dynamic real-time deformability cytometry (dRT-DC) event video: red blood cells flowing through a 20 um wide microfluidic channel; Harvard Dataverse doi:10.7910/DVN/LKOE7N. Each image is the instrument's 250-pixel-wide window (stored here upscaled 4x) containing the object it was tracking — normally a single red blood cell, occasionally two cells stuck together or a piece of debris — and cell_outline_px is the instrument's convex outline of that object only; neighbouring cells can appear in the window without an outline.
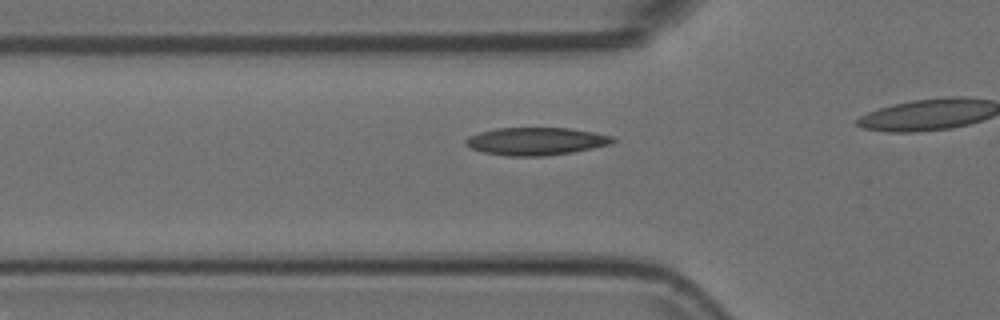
{"species": "Egyptian fruit bat (a non-hibernating species)", "species_latin": "Rousettus aegyptiacus", "temperature_condition": "room temperature", "stored_images_in_passage": 19, "camera_frame_rate_fps": 3000, "um_per_image_px": 0.085, "animal": {"sex": "female"}, "frame": {"image": 1, "passage_image": 14, "time_ms": 4.333, "image_size_px": [1000, 320], "cell_outline_px": [[616, 140], [612, 144], [572, 152], [544, 156], [508, 156], [484, 152], [472, 148], [464, 144], [464, 140], [468, 136], [480, 132], [496, 128], [568, 128], [592, 132], [612, 136]], "centroid_in_image_um": [45.55, 12.01], "position_along_channel_um": 80.3, "area_um2": 23.64}}
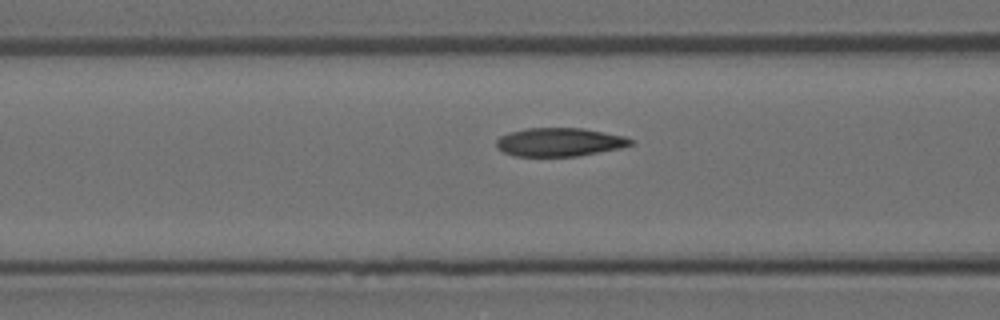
{"frame": {"image": 2, "passage_image": 17, "time_ms": 5.333, "image_size_px": [1000, 320], "cell_outline_px": [[636, 144], [620, 148], [576, 156], [516, 156], [504, 152], [496, 144], [496, 140], [500, 136], [508, 132], [528, 128], [584, 128], [624, 136], [636, 140]], "centroid_in_image_um": [47.6, 12.07], "position_along_channel_um": 119.0, "area_um2": 22.31}}